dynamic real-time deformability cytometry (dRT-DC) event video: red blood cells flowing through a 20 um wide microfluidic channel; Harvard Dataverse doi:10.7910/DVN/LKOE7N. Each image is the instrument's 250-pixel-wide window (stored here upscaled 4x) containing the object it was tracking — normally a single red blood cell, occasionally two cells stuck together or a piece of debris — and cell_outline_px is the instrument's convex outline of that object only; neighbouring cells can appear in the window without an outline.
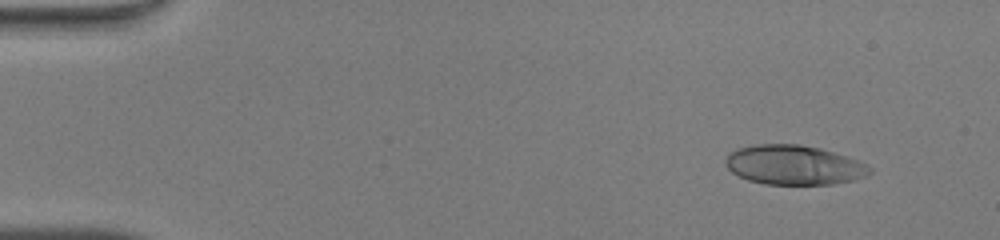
{"species": "human", "species_latin": "Homo sapiens", "temperature_condition": "warm", "stored_images_in_passage": 48, "camera_frame_rate_fps": 3000, "um_per_image_px": 0.085, "donor": {"sex": "male"}, "frame": {"image": 1, "passage_image": 5, "time_ms": 1.333, "image_size_px": [1000, 240], "cell_outline_px": [[872, 172], [868, 176], [856, 180], [832, 184], [764, 184], [748, 180], [732, 172], [724, 164], [724, 160], [728, 152], [736, 148], [756, 144], [800, 144], [820, 148], [848, 156], [872, 168]], "centroid_in_image_um": [67.47, 14.02], "position_along_channel_um": 17.5, "area_um2": 33.52}}
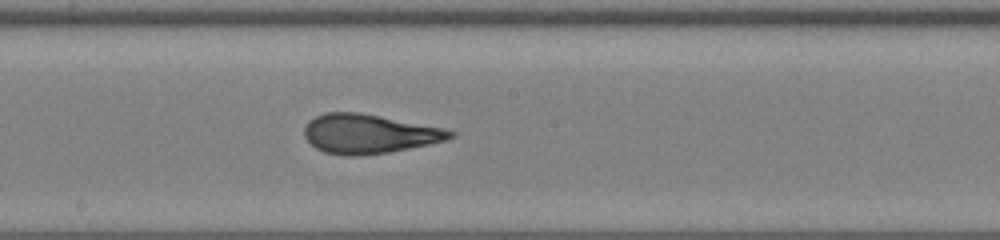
{"frame": {"image": 2, "passage_image": 27, "time_ms": 8.667, "image_size_px": [1000, 240], "cell_outline_px": [[456, 136], [448, 140], [388, 152], [360, 156], [348, 156], [324, 152], [316, 148], [304, 136], [304, 128], [308, 120], [324, 112], [356, 112], [444, 128], [456, 132]], "centroid_in_image_um": [31.35, 11.38], "position_along_channel_um": 216.9, "area_um2": 33.18}}
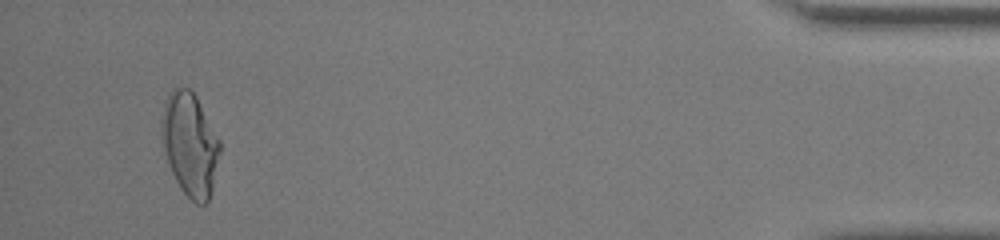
{"frame": {"image": 3, "passage_image": 46, "time_ms": 15.0, "image_size_px": [1000, 240], "cell_outline_px": [[220, 152], [212, 188], [208, 204], [196, 204], [180, 188], [168, 164], [164, 148], [160, 128], [160, 120], [164, 104], [172, 88], [188, 88], [196, 96], [220, 140]], "centroid_in_image_um": [16.14, 12.27], "position_along_channel_um": 419.1, "area_um2": 34.85}, "authors_computed_cell_mechanics": {"area_um2": 33.2061, "velocity_mm_per_s": 4.3143, "shape_relaxation_time_tau1_ms": null, "shape_relaxation_time_tau2_ms": 0.7723, "deformation_change_tau1": null, "deformation_change_tau2": 0.0827}}